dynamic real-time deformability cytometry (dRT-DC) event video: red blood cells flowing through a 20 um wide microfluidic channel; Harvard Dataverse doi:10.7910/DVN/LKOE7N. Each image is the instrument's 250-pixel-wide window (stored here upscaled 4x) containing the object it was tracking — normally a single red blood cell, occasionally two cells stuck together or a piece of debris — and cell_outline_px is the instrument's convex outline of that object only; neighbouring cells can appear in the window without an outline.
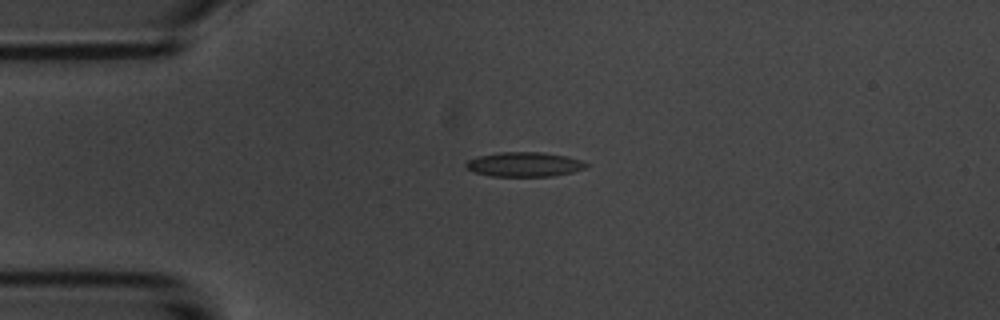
{"species": "common noctule bat (a hibernating species)", "species_latin": "Nyctalus noctula", "temperature_condition": "room temperature", "stored_images_in_passage": 6, "camera_frame_rate_fps": 3000, "um_per_image_px": 0.085, "animal": {"sex": "male", "body_mass_g": 20.1, "forearm_length_mm": 53.5}, "frame": {"image": 1, "passage_image": 3, "time_ms": 2.333, "image_size_px": [1000, 320], "cell_outline_px": [[588, 164], [584, 168], [572, 172], [552, 176], [488, 176], [476, 172], [468, 168], [464, 164], [468, 160], [476, 156], [500, 152], [544, 152], [568, 156], [580, 160]], "centroid_in_image_um": [44.55, 13.96], "position_along_channel_um": 40.4, "area_um2": 17.17}}
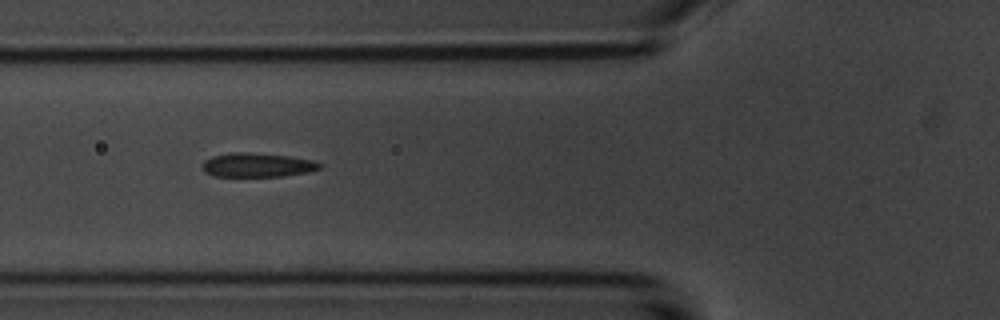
{"frame": {"image": 2, "passage_image": 5, "time_ms": 4.667, "image_size_px": [1000, 320], "cell_outline_px": [[324, 168], [308, 172], [284, 176], [216, 176], [204, 172], [204, 160], [212, 156], [232, 152], [248, 152], [288, 156], [312, 160], [324, 164]], "centroid_in_image_um": [21.93, 14.02], "position_along_channel_um": 103.9, "area_um2": 16.47}}
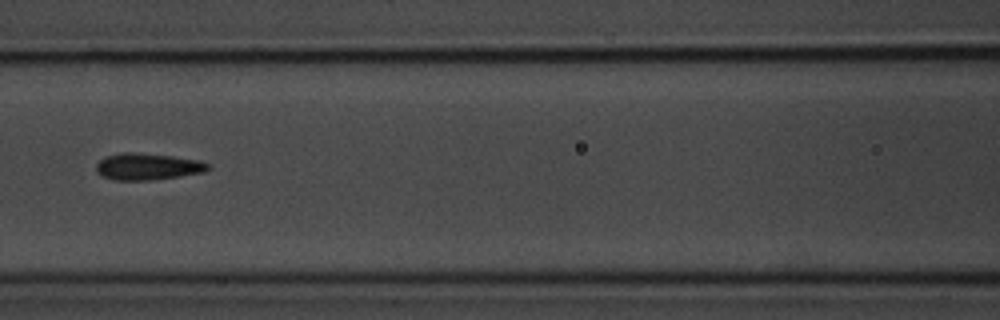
{"frame": {"image": 3, "passage_image": 6, "time_ms": 6.0, "image_size_px": [1000, 320], "cell_outline_px": [[212, 168], [204, 172], [180, 176], [148, 180], [112, 180], [100, 176], [96, 172], [96, 164], [104, 156], [120, 152], [136, 152], [172, 156], [200, 160], [212, 164]], "centroid_in_image_um": [12.54, 14.15], "position_along_channel_um": 154.1, "area_um2": 17.74}}